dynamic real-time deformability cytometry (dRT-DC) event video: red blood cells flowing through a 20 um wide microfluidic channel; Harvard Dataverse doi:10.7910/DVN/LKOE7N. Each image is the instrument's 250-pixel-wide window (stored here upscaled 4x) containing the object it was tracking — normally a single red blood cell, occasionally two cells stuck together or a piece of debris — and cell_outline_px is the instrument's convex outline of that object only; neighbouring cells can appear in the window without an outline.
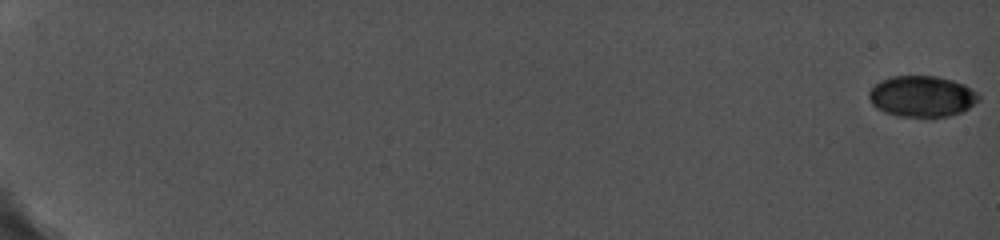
{"species": "common noctule bat (a hibernating species)", "species_latin": "Nyctalus noctula", "temperature_condition": "cold", "stored_images_in_passage": 17, "segment_of_instrument_passage": [1, 2], "camera_frame_rate_fps": 5000, "um_per_image_px": 0.085, "animal": {"sex": "female", "body_mass_g": 19.0, "forearm_length_mm": 56.7}, "frame": {"image": 1, "passage_image": 1, "time_ms": 0.0, "image_size_px": [1000, 240], "cell_outline_px": [[980, 100], [968, 108], [960, 112], [948, 116], [896, 116], [884, 112], [872, 104], [868, 96], [868, 92], [880, 80], [892, 76], [936, 76], [952, 80], [964, 84], [976, 92], [980, 96]], "centroid_in_image_um": [78.35, 8.18], "position_along_channel_um": 6.6, "area_um2": 26.13}}